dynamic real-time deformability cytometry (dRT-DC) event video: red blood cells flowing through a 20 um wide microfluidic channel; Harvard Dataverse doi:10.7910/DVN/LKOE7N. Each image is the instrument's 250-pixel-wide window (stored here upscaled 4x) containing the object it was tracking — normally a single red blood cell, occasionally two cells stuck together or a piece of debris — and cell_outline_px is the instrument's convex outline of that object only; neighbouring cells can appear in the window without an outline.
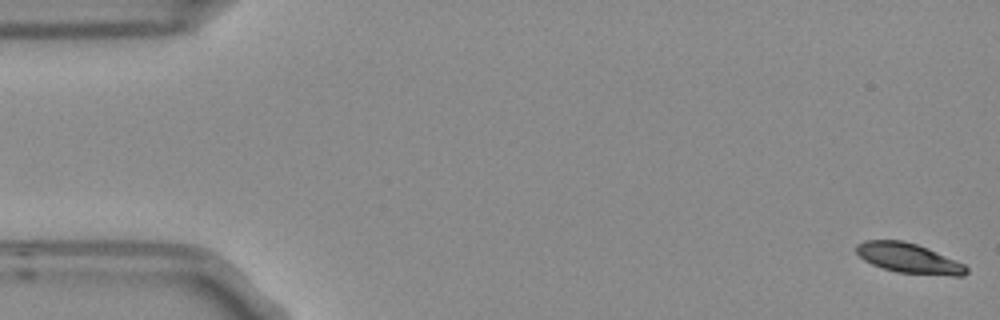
{"species": "Egyptian fruit bat (a non-hibernating species)", "species_latin": "Rousettus aegyptiacus", "temperature_condition": "room temperature", "stored_images_in_passage": 5, "camera_frame_rate_fps": 3000, "um_per_image_px": 0.085, "frame": {"image": 1, "passage_image": 1, "time_ms": 0.0, "image_size_px": [1000, 320], "cell_outline_px": [[968, 272], [964, 276], [952, 276], [896, 272], [872, 264], [864, 260], [856, 252], [856, 244], [864, 240], [900, 240], [916, 244], [928, 248], [964, 264], [968, 268]], "centroid_in_image_um": [77.25, 21.95], "position_along_channel_um": 7.8, "area_um2": 19.13}}